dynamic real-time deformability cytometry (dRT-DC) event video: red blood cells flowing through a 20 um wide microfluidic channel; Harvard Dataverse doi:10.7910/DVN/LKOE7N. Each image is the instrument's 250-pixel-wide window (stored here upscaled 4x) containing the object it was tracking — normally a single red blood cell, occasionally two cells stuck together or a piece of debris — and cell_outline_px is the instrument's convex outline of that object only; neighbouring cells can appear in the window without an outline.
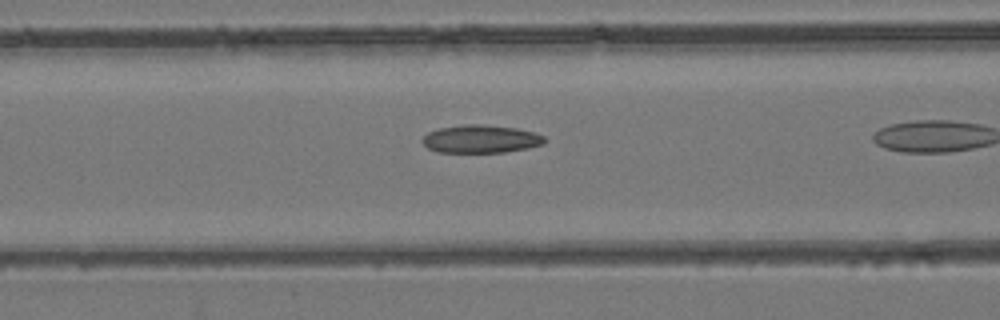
{"species": "common noctule bat (a hibernating species)", "species_latin": "Nyctalus noctula", "temperature_condition": "room temperature", "stored_images_in_passage": 15, "camera_frame_rate_fps": 3000, "um_per_image_px": 0.085, "animal": {"sex": "female", "body_mass_g": 24.6, "forearm_length_mm": 56.2}, "frame": {"image": 1, "passage_image": 13, "time_ms": 4.0, "image_size_px": [1000, 320], "cell_outline_px": [[548, 140], [544, 144], [528, 148], [504, 152], [436, 152], [428, 148], [420, 140], [428, 132], [440, 128], [464, 124], [484, 124], [516, 128], [536, 132], [544, 136]], "centroid_in_image_um": [40.9, 11.81], "position_along_channel_um": 125.7, "area_um2": 20.11}}